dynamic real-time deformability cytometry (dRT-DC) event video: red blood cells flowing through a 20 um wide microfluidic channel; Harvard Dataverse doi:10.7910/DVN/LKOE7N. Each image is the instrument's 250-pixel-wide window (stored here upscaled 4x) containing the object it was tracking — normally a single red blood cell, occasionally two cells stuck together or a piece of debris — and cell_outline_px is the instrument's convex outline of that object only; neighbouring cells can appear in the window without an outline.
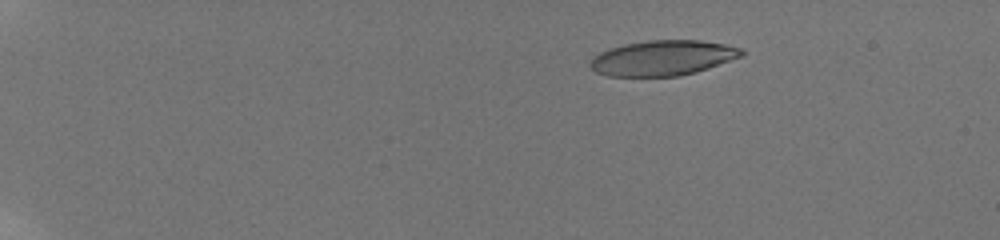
{"species": "human", "species_latin": "Homo sapiens", "temperature_condition": "room temperature", "stored_images_in_passage": 48, "camera_frame_rate_fps": 3000, "um_per_image_px": 0.085, "donor": {"sex": "male"}, "frame": {"image": 1, "passage_image": 1, "time_ms": 0.0, "image_size_px": [1000, 240], "cell_outline_px": [[744, 56], [696, 72], [680, 76], [608, 76], [596, 72], [588, 64], [592, 56], [600, 52], [624, 44], [648, 40], [700, 40], [724, 44], [744, 48]], "centroid_in_image_um": [56.35, 4.92], "position_along_channel_um": 28.6, "area_um2": 31.21}}
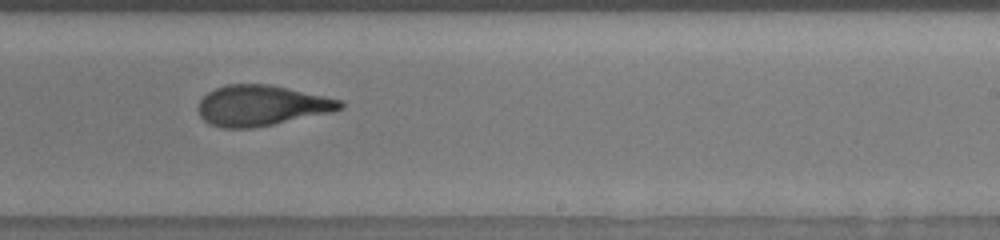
{"frame": {"image": 2, "passage_image": 30, "time_ms": 9.667, "image_size_px": [1000, 240], "cell_outline_px": [[344, 108], [332, 112], [252, 128], [220, 128], [208, 124], [200, 116], [196, 108], [200, 100], [208, 92], [216, 88], [228, 84], [268, 84], [288, 88], [324, 96], [340, 100], [344, 104]], "centroid_in_image_um": [22.18, 8.97], "position_along_channel_um": 266.8, "area_um2": 33.47}}
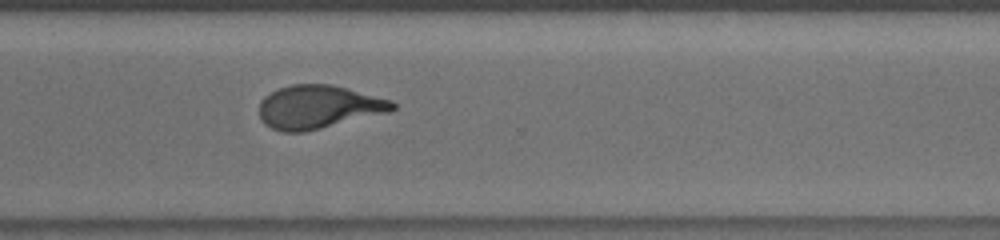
{"frame": {"image": 3, "passage_image": 36, "time_ms": 11.667, "image_size_px": [1000, 240], "cell_outline_px": [[396, 108], [388, 112], [304, 132], [284, 132], [272, 128], [264, 124], [260, 116], [260, 100], [264, 96], [280, 88], [292, 84], [332, 84], [392, 100], [396, 104]], "centroid_in_image_um": [27.06, 9.08], "position_along_channel_um": 343.5, "area_um2": 33.47}, "authors_computed_cell_mechanics": {"area_um2": 33.524, "velocity_mm_per_s": 3.8428, "shape_relaxation_time_tau1_ms": 5.929, "shape_relaxation_time_tau2_ms": 1.4752, "deformation_change_tau1": 0.2238, "deformation_change_tau2": 0.0988}}